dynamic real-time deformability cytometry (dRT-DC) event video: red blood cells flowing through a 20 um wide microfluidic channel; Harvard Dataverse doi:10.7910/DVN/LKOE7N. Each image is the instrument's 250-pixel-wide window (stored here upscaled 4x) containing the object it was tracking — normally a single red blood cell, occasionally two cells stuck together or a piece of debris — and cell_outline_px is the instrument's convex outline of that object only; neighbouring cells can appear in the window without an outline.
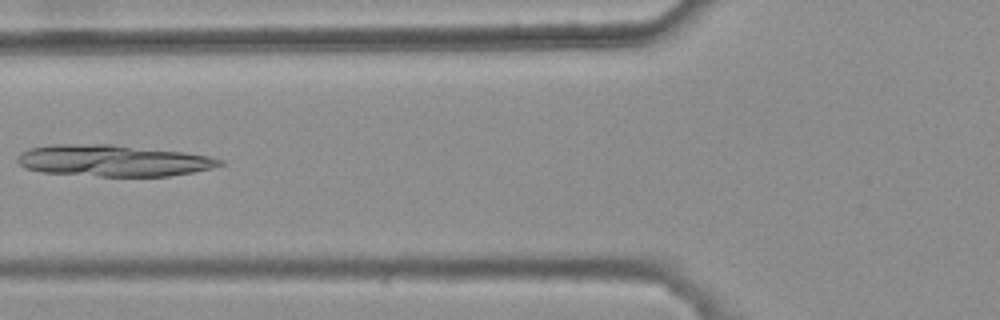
{"species": "common noctule bat (a hibernating species)", "species_latin": "Nyctalus noctula", "temperature_condition": "warm", "stored_images_in_passage": 5, "camera_frame_rate_fps": 3000, "um_per_image_px": 0.085, "animal": {"sex": "female", "body_mass_g": 25.1}, "frame": {"image": 1, "passage_image": 5, "time_ms": 1.333, "image_size_px": [1000, 320], "cell_outline_px": [[224, 164], [212, 168], [192, 172], [168, 176], [100, 176], [40, 172], [24, 168], [16, 160], [16, 156], [20, 152], [28, 148], [48, 144], [112, 144], [184, 152], [208, 156], [224, 160]], "centroid_in_image_um": [9.56, 13.64], "position_along_channel_um": 116.2, "area_um2": 37.4}}